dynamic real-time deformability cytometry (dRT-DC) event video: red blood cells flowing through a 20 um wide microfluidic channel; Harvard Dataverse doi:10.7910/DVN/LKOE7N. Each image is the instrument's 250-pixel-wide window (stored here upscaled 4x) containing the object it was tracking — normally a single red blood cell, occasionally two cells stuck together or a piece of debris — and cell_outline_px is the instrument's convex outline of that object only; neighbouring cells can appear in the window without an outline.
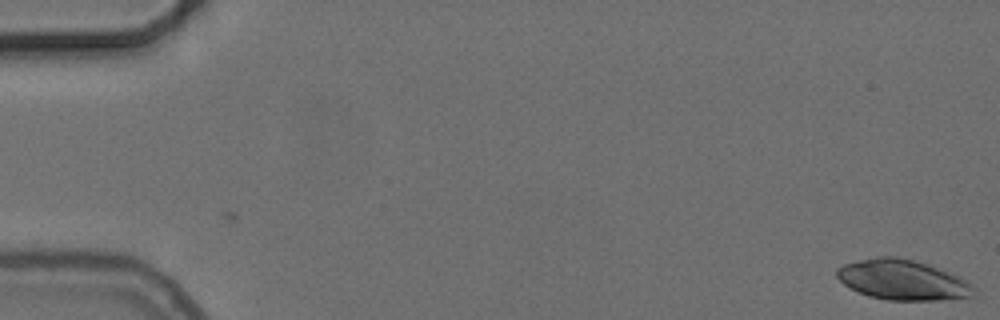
{"species": "common noctule bat (a hibernating species)", "species_latin": "Nyctalus noctula", "temperature_condition": "cold", "stored_images_in_passage": 4, "camera_frame_rate_fps": 3000, "um_per_image_px": 0.085, "animal": {"sex": "female", "body_mass_g": 24.6, "forearm_length_mm": 56.2}, "frame": {"image": 1, "passage_image": 4, "time_ms": 1.0, "image_size_px": [1000, 320], "cell_outline_px": [[976, 288], [972, 296], [940, 300], [888, 300], [868, 296], [844, 284], [836, 276], [836, 268], [844, 264], [876, 256], [896, 256], [916, 260], [960, 276], [968, 280]], "centroid_in_image_um": [76.74, 23.78], "position_along_channel_um": 8.3, "area_um2": 32.14}}